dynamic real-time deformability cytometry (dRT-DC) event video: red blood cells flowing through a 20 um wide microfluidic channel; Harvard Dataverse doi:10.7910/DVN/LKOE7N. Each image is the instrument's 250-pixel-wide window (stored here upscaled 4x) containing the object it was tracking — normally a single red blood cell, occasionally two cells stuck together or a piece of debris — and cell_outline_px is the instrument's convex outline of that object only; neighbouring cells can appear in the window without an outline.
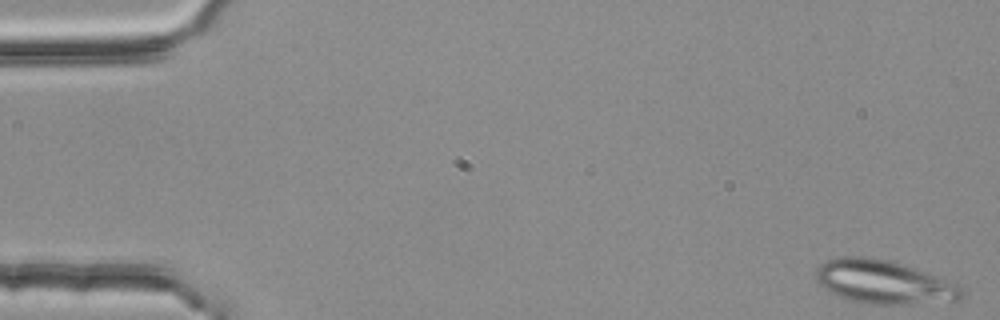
{"species": "common noctule bat (a hibernating species)", "species_latin": "Nyctalus noctula", "temperature_condition": "room temperature", "stored_images_in_passage": 5, "camera_frame_rate_fps": 3000, "um_per_image_px": 0.085, "animal": {"sex": "female", "body_mass_g": 25.1}, "frame": {"image": 1, "passage_image": 1, "time_ms": 0.0, "image_size_px": [1000, 320], "cell_outline_px": [[964, 296], [956, 300], [904, 304], [868, 304], [836, 296], [828, 292], [820, 284], [816, 276], [816, 268], [820, 264], [828, 260], [840, 256], [864, 256], [888, 260], [960, 284], [964, 288]], "centroid_in_image_um": [75.1, 23.97], "position_along_channel_um": 9.9, "area_um2": 36.76}}